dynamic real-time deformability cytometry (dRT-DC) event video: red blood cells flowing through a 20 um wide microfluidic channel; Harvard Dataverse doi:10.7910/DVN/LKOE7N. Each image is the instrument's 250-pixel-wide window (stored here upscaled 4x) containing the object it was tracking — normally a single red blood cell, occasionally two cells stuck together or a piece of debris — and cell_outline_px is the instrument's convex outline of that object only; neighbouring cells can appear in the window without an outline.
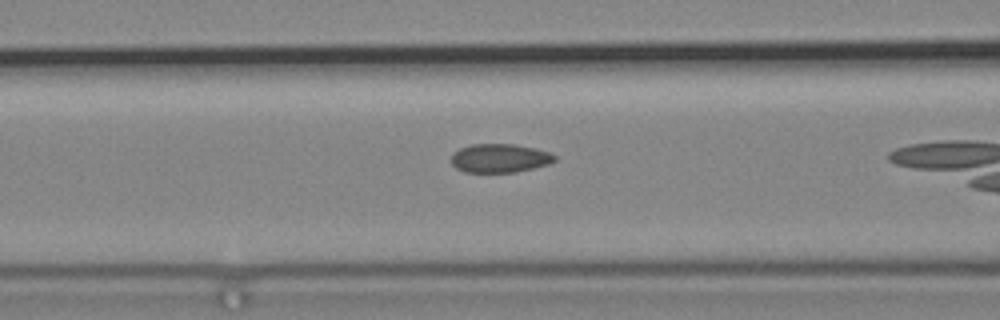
{"species": "common noctule bat (a hibernating species)", "species_latin": "Nyctalus noctula", "temperature_condition": "cold", "stored_images_in_passage": 7, "camera_frame_rate_fps": 3000, "um_per_image_px": 0.085, "animal": {"sex": "male", "body_mass_g": 19.2, "forearm_length_mm": 51.8}, "frame": {"image": 1, "passage_image": 6, "time_ms": 1.667, "image_size_px": [1000, 320], "cell_outline_px": [[556, 160], [548, 164], [516, 172], [464, 172], [456, 168], [452, 164], [452, 152], [460, 148], [472, 144], [512, 144], [536, 148], [548, 152], [556, 156]], "centroid_in_image_um": [42.46, 13.44], "position_along_channel_um": 124.1, "area_um2": 17.28}}